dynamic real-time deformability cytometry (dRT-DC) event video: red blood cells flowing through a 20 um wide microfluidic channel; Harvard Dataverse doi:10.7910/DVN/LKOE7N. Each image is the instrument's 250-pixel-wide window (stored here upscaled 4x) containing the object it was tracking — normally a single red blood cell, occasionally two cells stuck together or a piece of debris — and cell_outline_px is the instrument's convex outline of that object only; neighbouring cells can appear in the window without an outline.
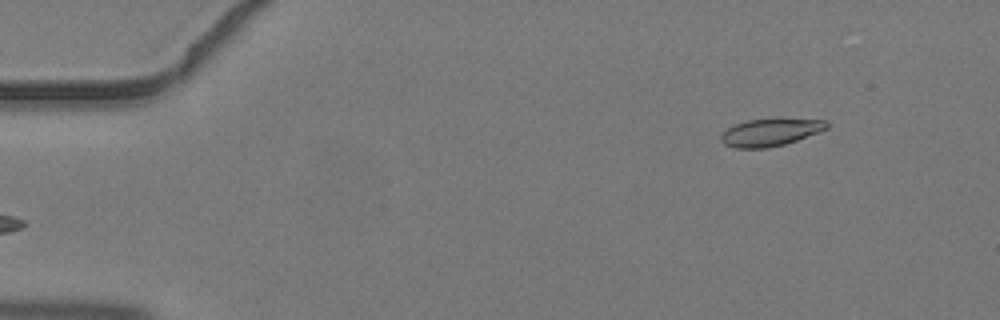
{"species": "common noctule bat (a hibernating species)", "species_latin": "Nyctalus noctula", "temperature_condition": "warm", "stored_images_in_passage": 2, "camera_frame_rate_fps": 3000, "um_per_image_px": 0.085, "animal": {"sex": "male", "body_mass_g": 19.2, "forearm_length_mm": 51.8}, "frame": {"image": 1, "passage_image": 2, "time_ms": 0.333, "image_size_px": [1000, 320], "cell_outline_px": [[828, 128], [796, 140], [784, 144], [768, 148], [736, 148], [724, 144], [720, 140], [720, 136], [728, 128], [736, 124], [748, 120], [780, 116], [828, 120]], "centroid_in_image_um": [65.53, 11.19], "position_along_channel_um": 19.5, "area_um2": 17.46}}